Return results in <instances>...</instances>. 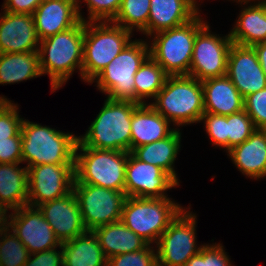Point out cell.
Here are the masks:
<instances>
[{"instance_id":"cell-14","label":"cell","mask_w":266,"mask_h":266,"mask_svg":"<svg viewBox=\"0 0 266 266\" xmlns=\"http://www.w3.org/2000/svg\"><path fill=\"white\" fill-rule=\"evenodd\" d=\"M8 217H11L8 227L12 229L30 254L51 250L61 245L38 207L24 205L14 210V213Z\"/></svg>"},{"instance_id":"cell-36","label":"cell","mask_w":266,"mask_h":266,"mask_svg":"<svg viewBox=\"0 0 266 266\" xmlns=\"http://www.w3.org/2000/svg\"><path fill=\"white\" fill-rule=\"evenodd\" d=\"M244 110L256 129L266 130V88L244 98Z\"/></svg>"},{"instance_id":"cell-2","label":"cell","mask_w":266,"mask_h":266,"mask_svg":"<svg viewBox=\"0 0 266 266\" xmlns=\"http://www.w3.org/2000/svg\"><path fill=\"white\" fill-rule=\"evenodd\" d=\"M84 21L71 29L40 41L38 50L42 75L49 74L52 92L60 88L78 68L82 78Z\"/></svg>"},{"instance_id":"cell-44","label":"cell","mask_w":266,"mask_h":266,"mask_svg":"<svg viewBox=\"0 0 266 266\" xmlns=\"http://www.w3.org/2000/svg\"><path fill=\"white\" fill-rule=\"evenodd\" d=\"M7 210L5 208L0 207V235L4 232L6 228H8V217L6 216Z\"/></svg>"},{"instance_id":"cell-7","label":"cell","mask_w":266,"mask_h":266,"mask_svg":"<svg viewBox=\"0 0 266 266\" xmlns=\"http://www.w3.org/2000/svg\"><path fill=\"white\" fill-rule=\"evenodd\" d=\"M205 24L197 14L183 25L155 33L150 56L169 76H189L196 33Z\"/></svg>"},{"instance_id":"cell-33","label":"cell","mask_w":266,"mask_h":266,"mask_svg":"<svg viewBox=\"0 0 266 266\" xmlns=\"http://www.w3.org/2000/svg\"><path fill=\"white\" fill-rule=\"evenodd\" d=\"M9 230L6 228L0 235L1 266H23L30 256L29 250L14 232L8 234Z\"/></svg>"},{"instance_id":"cell-15","label":"cell","mask_w":266,"mask_h":266,"mask_svg":"<svg viewBox=\"0 0 266 266\" xmlns=\"http://www.w3.org/2000/svg\"><path fill=\"white\" fill-rule=\"evenodd\" d=\"M178 185L179 182L163 169L138 160L129 152L124 189L127 197L163 198L167 197L164 191Z\"/></svg>"},{"instance_id":"cell-42","label":"cell","mask_w":266,"mask_h":266,"mask_svg":"<svg viewBox=\"0 0 266 266\" xmlns=\"http://www.w3.org/2000/svg\"><path fill=\"white\" fill-rule=\"evenodd\" d=\"M255 49L259 63L262 66V70L266 76V42L258 43L253 46Z\"/></svg>"},{"instance_id":"cell-24","label":"cell","mask_w":266,"mask_h":266,"mask_svg":"<svg viewBox=\"0 0 266 266\" xmlns=\"http://www.w3.org/2000/svg\"><path fill=\"white\" fill-rule=\"evenodd\" d=\"M237 168L246 176H266V130L256 129L243 143L228 151Z\"/></svg>"},{"instance_id":"cell-12","label":"cell","mask_w":266,"mask_h":266,"mask_svg":"<svg viewBox=\"0 0 266 266\" xmlns=\"http://www.w3.org/2000/svg\"><path fill=\"white\" fill-rule=\"evenodd\" d=\"M209 28L205 24L196 33L189 70V76L201 82L226 75L228 54L233 43L230 34L221 38L209 33Z\"/></svg>"},{"instance_id":"cell-22","label":"cell","mask_w":266,"mask_h":266,"mask_svg":"<svg viewBox=\"0 0 266 266\" xmlns=\"http://www.w3.org/2000/svg\"><path fill=\"white\" fill-rule=\"evenodd\" d=\"M169 121L150 104H140L131 120L130 152L136 148L168 137L174 130Z\"/></svg>"},{"instance_id":"cell-37","label":"cell","mask_w":266,"mask_h":266,"mask_svg":"<svg viewBox=\"0 0 266 266\" xmlns=\"http://www.w3.org/2000/svg\"><path fill=\"white\" fill-rule=\"evenodd\" d=\"M205 122V128L213 144L228 150L227 116L204 112L200 121Z\"/></svg>"},{"instance_id":"cell-1","label":"cell","mask_w":266,"mask_h":266,"mask_svg":"<svg viewBox=\"0 0 266 266\" xmlns=\"http://www.w3.org/2000/svg\"><path fill=\"white\" fill-rule=\"evenodd\" d=\"M140 104L107 98L103 108L76 146L130 152L131 120Z\"/></svg>"},{"instance_id":"cell-4","label":"cell","mask_w":266,"mask_h":266,"mask_svg":"<svg viewBox=\"0 0 266 266\" xmlns=\"http://www.w3.org/2000/svg\"><path fill=\"white\" fill-rule=\"evenodd\" d=\"M22 162L26 167L40 164H75L78 137L28 120L21 125Z\"/></svg>"},{"instance_id":"cell-8","label":"cell","mask_w":266,"mask_h":266,"mask_svg":"<svg viewBox=\"0 0 266 266\" xmlns=\"http://www.w3.org/2000/svg\"><path fill=\"white\" fill-rule=\"evenodd\" d=\"M78 150L83 153L78 154ZM129 152L76 146L74 183L122 191Z\"/></svg>"},{"instance_id":"cell-28","label":"cell","mask_w":266,"mask_h":266,"mask_svg":"<svg viewBox=\"0 0 266 266\" xmlns=\"http://www.w3.org/2000/svg\"><path fill=\"white\" fill-rule=\"evenodd\" d=\"M243 9L229 33L232 42L252 47L266 42V3L258 2Z\"/></svg>"},{"instance_id":"cell-20","label":"cell","mask_w":266,"mask_h":266,"mask_svg":"<svg viewBox=\"0 0 266 266\" xmlns=\"http://www.w3.org/2000/svg\"><path fill=\"white\" fill-rule=\"evenodd\" d=\"M147 35L183 25L198 14L196 0H150Z\"/></svg>"},{"instance_id":"cell-29","label":"cell","mask_w":266,"mask_h":266,"mask_svg":"<svg viewBox=\"0 0 266 266\" xmlns=\"http://www.w3.org/2000/svg\"><path fill=\"white\" fill-rule=\"evenodd\" d=\"M180 139L181 133L175 129L168 137L136 147L131 153L138 160L160 167L178 182L173 165L180 149Z\"/></svg>"},{"instance_id":"cell-34","label":"cell","mask_w":266,"mask_h":266,"mask_svg":"<svg viewBox=\"0 0 266 266\" xmlns=\"http://www.w3.org/2000/svg\"><path fill=\"white\" fill-rule=\"evenodd\" d=\"M256 127L245 110L227 115L228 151L246 141Z\"/></svg>"},{"instance_id":"cell-46","label":"cell","mask_w":266,"mask_h":266,"mask_svg":"<svg viewBox=\"0 0 266 266\" xmlns=\"http://www.w3.org/2000/svg\"><path fill=\"white\" fill-rule=\"evenodd\" d=\"M237 1H239V2H244V3H247V2H249V1H251V0H237ZM254 1V0H253ZM262 3H266V0H264V1H262Z\"/></svg>"},{"instance_id":"cell-16","label":"cell","mask_w":266,"mask_h":266,"mask_svg":"<svg viewBox=\"0 0 266 266\" xmlns=\"http://www.w3.org/2000/svg\"><path fill=\"white\" fill-rule=\"evenodd\" d=\"M226 76L244 98L266 88V76L252 46L232 43L228 54Z\"/></svg>"},{"instance_id":"cell-38","label":"cell","mask_w":266,"mask_h":266,"mask_svg":"<svg viewBox=\"0 0 266 266\" xmlns=\"http://www.w3.org/2000/svg\"><path fill=\"white\" fill-rule=\"evenodd\" d=\"M89 11V22L112 21L119 12L122 0H84Z\"/></svg>"},{"instance_id":"cell-21","label":"cell","mask_w":266,"mask_h":266,"mask_svg":"<svg viewBox=\"0 0 266 266\" xmlns=\"http://www.w3.org/2000/svg\"><path fill=\"white\" fill-rule=\"evenodd\" d=\"M204 112L215 115H231L244 110V97L225 75L201 82Z\"/></svg>"},{"instance_id":"cell-32","label":"cell","mask_w":266,"mask_h":266,"mask_svg":"<svg viewBox=\"0 0 266 266\" xmlns=\"http://www.w3.org/2000/svg\"><path fill=\"white\" fill-rule=\"evenodd\" d=\"M150 5V0H122L118 14L111 22L131 32L137 28L147 35Z\"/></svg>"},{"instance_id":"cell-26","label":"cell","mask_w":266,"mask_h":266,"mask_svg":"<svg viewBox=\"0 0 266 266\" xmlns=\"http://www.w3.org/2000/svg\"><path fill=\"white\" fill-rule=\"evenodd\" d=\"M93 232L107 259L118 254L141 250L148 244L131 229H128L121 220L99 226Z\"/></svg>"},{"instance_id":"cell-31","label":"cell","mask_w":266,"mask_h":266,"mask_svg":"<svg viewBox=\"0 0 266 266\" xmlns=\"http://www.w3.org/2000/svg\"><path fill=\"white\" fill-rule=\"evenodd\" d=\"M169 75L149 56L134 75L135 102L145 104L143 98H155Z\"/></svg>"},{"instance_id":"cell-17","label":"cell","mask_w":266,"mask_h":266,"mask_svg":"<svg viewBox=\"0 0 266 266\" xmlns=\"http://www.w3.org/2000/svg\"><path fill=\"white\" fill-rule=\"evenodd\" d=\"M38 208L61 244L87 231L73 190L60 198L42 203Z\"/></svg>"},{"instance_id":"cell-5","label":"cell","mask_w":266,"mask_h":266,"mask_svg":"<svg viewBox=\"0 0 266 266\" xmlns=\"http://www.w3.org/2000/svg\"><path fill=\"white\" fill-rule=\"evenodd\" d=\"M98 23L84 22L82 78L88 83L131 42V31L111 21Z\"/></svg>"},{"instance_id":"cell-41","label":"cell","mask_w":266,"mask_h":266,"mask_svg":"<svg viewBox=\"0 0 266 266\" xmlns=\"http://www.w3.org/2000/svg\"><path fill=\"white\" fill-rule=\"evenodd\" d=\"M42 0H5L4 11L33 15Z\"/></svg>"},{"instance_id":"cell-30","label":"cell","mask_w":266,"mask_h":266,"mask_svg":"<svg viewBox=\"0 0 266 266\" xmlns=\"http://www.w3.org/2000/svg\"><path fill=\"white\" fill-rule=\"evenodd\" d=\"M38 51L0 53V84H13L41 76Z\"/></svg>"},{"instance_id":"cell-19","label":"cell","mask_w":266,"mask_h":266,"mask_svg":"<svg viewBox=\"0 0 266 266\" xmlns=\"http://www.w3.org/2000/svg\"><path fill=\"white\" fill-rule=\"evenodd\" d=\"M40 41L77 25L81 19L77 5L69 0H44L33 13Z\"/></svg>"},{"instance_id":"cell-23","label":"cell","mask_w":266,"mask_h":266,"mask_svg":"<svg viewBox=\"0 0 266 266\" xmlns=\"http://www.w3.org/2000/svg\"><path fill=\"white\" fill-rule=\"evenodd\" d=\"M17 105L0 96V163H22L21 125Z\"/></svg>"},{"instance_id":"cell-39","label":"cell","mask_w":266,"mask_h":266,"mask_svg":"<svg viewBox=\"0 0 266 266\" xmlns=\"http://www.w3.org/2000/svg\"><path fill=\"white\" fill-rule=\"evenodd\" d=\"M61 251L54 249L30 254L27 262L23 266H64L62 244ZM31 255L34 257L31 259Z\"/></svg>"},{"instance_id":"cell-35","label":"cell","mask_w":266,"mask_h":266,"mask_svg":"<svg viewBox=\"0 0 266 266\" xmlns=\"http://www.w3.org/2000/svg\"><path fill=\"white\" fill-rule=\"evenodd\" d=\"M152 250L150 244L143 249L118 254L108 258L107 266H157V254Z\"/></svg>"},{"instance_id":"cell-40","label":"cell","mask_w":266,"mask_h":266,"mask_svg":"<svg viewBox=\"0 0 266 266\" xmlns=\"http://www.w3.org/2000/svg\"><path fill=\"white\" fill-rule=\"evenodd\" d=\"M204 266H231L221 244L204 245Z\"/></svg>"},{"instance_id":"cell-43","label":"cell","mask_w":266,"mask_h":266,"mask_svg":"<svg viewBox=\"0 0 266 266\" xmlns=\"http://www.w3.org/2000/svg\"><path fill=\"white\" fill-rule=\"evenodd\" d=\"M184 266H204V245Z\"/></svg>"},{"instance_id":"cell-13","label":"cell","mask_w":266,"mask_h":266,"mask_svg":"<svg viewBox=\"0 0 266 266\" xmlns=\"http://www.w3.org/2000/svg\"><path fill=\"white\" fill-rule=\"evenodd\" d=\"M28 168V205L60 198L73 190L75 164H40Z\"/></svg>"},{"instance_id":"cell-6","label":"cell","mask_w":266,"mask_h":266,"mask_svg":"<svg viewBox=\"0 0 266 266\" xmlns=\"http://www.w3.org/2000/svg\"><path fill=\"white\" fill-rule=\"evenodd\" d=\"M183 210L169 197L140 198L127 197L123 206L121 221L148 244H157L162 233Z\"/></svg>"},{"instance_id":"cell-9","label":"cell","mask_w":266,"mask_h":266,"mask_svg":"<svg viewBox=\"0 0 266 266\" xmlns=\"http://www.w3.org/2000/svg\"><path fill=\"white\" fill-rule=\"evenodd\" d=\"M146 41H131L94 79L100 91L113 100L135 101L134 75L150 56Z\"/></svg>"},{"instance_id":"cell-11","label":"cell","mask_w":266,"mask_h":266,"mask_svg":"<svg viewBox=\"0 0 266 266\" xmlns=\"http://www.w3.org/2000/svg\"><path fill=\"white\" fill-rule=\"evenodd\" d=\"M195 223V214L184 209L170 223L156 244L157 266H184L200 251L201 246L195 245Z\"/></svg>"},{"instance_id":"cell-45","label":"cell","mask_w":266,"mask_h":266,"mask_svg":"<svg viewBox=\"0 0 266 266\" xmlns=\"http://www.w3.org/2000/svg\"><path fill=\"white\" fill-rule=\"evenodd\" d=\"M69 1H71V2H73L75 5H77V9H78V13H79L80 19L83 20V21L85 22L86 20L82 17V15H81V13H80V10H79L80 5H78V3H79L78 0H69Z\"/></svg>"},{"instance_id":"cell-18","label":"cell","mask_w":266,"mask_h":266,"mask_svg":"<svg viewBox=\"0 0 266 266\" xmlns=\"http://www.w3.org/2000/svg\"><path fill=\"white\" fill-rule=\"evenodd\" d=\"M39 41L33 15L4 11L0 17V53L38 51Z\"/></svg>"},{"instance_id":"cell-3","label":"cell","mask_w":266,"mask_h":266,"mask_svg":"<svg viewBox=\"0 0 266 266\" xmlns=\"http://www.w3.org/2000/svg\"><path fill=\"white\" fill-rule=\"evenodd\" d=\"M154 100L150 105L177 126L200 122L204 114L201 81L188 75L168 76Z\"/></svg>"},{"instance_id":"cell-27","label":"cell","mask_w":266,"mask_h":266,"mask_svg":"<svg viewBox=\"0 0 266 266\" xmlns=\"http://www.w3.org/2000/svg\"><path fill=\"white\" fill-rule=\"evenodd\" d=\"M62 250L64 266H107L108 259L93 231L62 243Z\"/></svg>"},{"instance_id":"cell-10","label":"cell","mask_w":266,"mask_h":266,"mask_svg":"<svg viewBox=\"0 0 266 266\" xmlns=\"http://www.w3.org/2000/svg\"><path fill=\"white\" fill-rule=\"evenodd\" d=\"M73 192L87 230L121 220L127 198L124 192L83 183H74Z\"/></svg>"},{"instance_id":"cell-25","label":"cell","mask_w":266,"mask_h":266,"mask_svg":"<svg viewBox=\"0 0 266 266\" xmlns=\"http://www.w3.org/2000/svg\"><path fill=\"white\" fill-rule=\"evenodd\" d=\"M0 163V207L17 210L28 205V168Z\"/></svg>"}]
</instances>
